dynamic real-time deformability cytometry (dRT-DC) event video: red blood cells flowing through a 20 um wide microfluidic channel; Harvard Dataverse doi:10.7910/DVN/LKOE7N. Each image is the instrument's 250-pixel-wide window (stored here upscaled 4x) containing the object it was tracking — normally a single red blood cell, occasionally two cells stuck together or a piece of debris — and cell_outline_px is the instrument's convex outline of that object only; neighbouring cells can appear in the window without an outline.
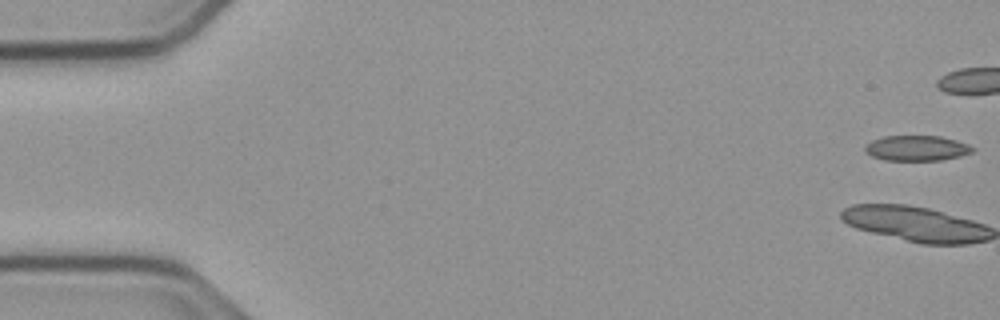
{"species": "common noctule bat (a hibernating species)", "species_latin": "Nyctalus noctula", "temperature_condition": "cold", "stored_images_in_passage": 12, "camera_frame_rate_fps": 3000, "um_per_image_px": 0.085, "animal": {"sex": "male", "body_mass_g": 23.1, "forearm_length_mm": 52.7}, "frame": {"image": 1, "passage_image": 1, "time_ms": 0.0, "image_size_px": [1000, 320], "cell_outline_px": [[976, 148], [972, 152], [960, 156], [940, 160], [884, 160], [872, 156], [864, 148], [872, 140], [884, 136], [940, 136], [956, 140], [968, 144]], "centroid_in_image_um": [77.96, 12.59], "position_along_channel_um": 7.0, "area_um2": 15.72}}